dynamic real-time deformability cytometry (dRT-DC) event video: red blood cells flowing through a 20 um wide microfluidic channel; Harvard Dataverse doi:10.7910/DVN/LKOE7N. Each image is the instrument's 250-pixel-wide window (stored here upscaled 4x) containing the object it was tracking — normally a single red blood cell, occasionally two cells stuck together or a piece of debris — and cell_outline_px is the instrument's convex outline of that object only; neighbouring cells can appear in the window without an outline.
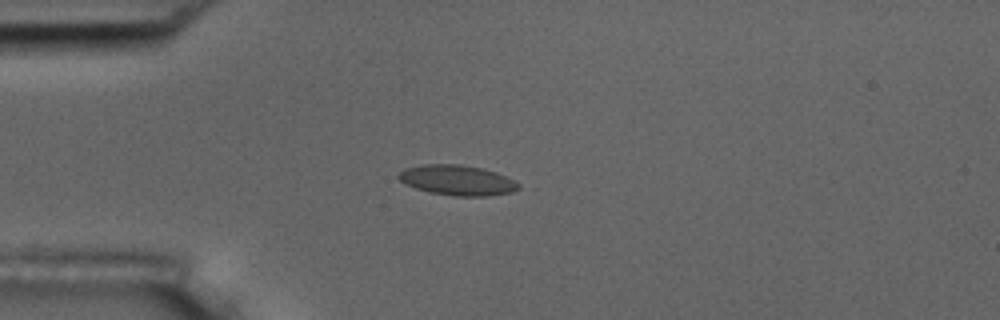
{"species": "common noctule bat (a hibernating species)", "species_latin": "Nyctalus noctula", "temperature_condition": "room temperature", "stored_images_in_passage": 5, "camera_frame_rate_fps": 3000, "um_per_image_px": 0.085, "animal": {"sex": "male", "body_mass_g": 17.5, "forearm_length_mm": 52.3}, "frame": {"image": 1, "passage_image": 4, "time_ms": 3.333, "image_size_px": [1000, 320], "cell_outline_px": [[520, 188], [512, 192], [488, 196], [452, 196], [432, 192], [416, 188], [400, 180], [396, 176], [404, 168], [420, 164], [460, 164], [480, 168], [496, 172], [520, 184]], "centroid_in_image_um": [38.86, 15.31], "position_along_channel_um": 46.1, "area_um2": 20.98}}
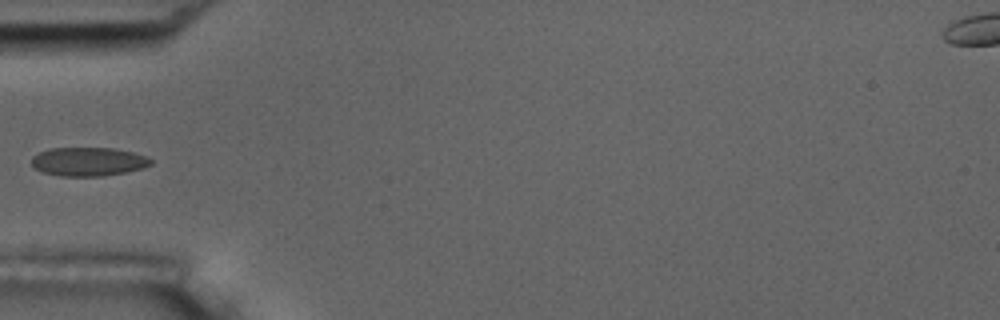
{"frame": {"image": 2, "passage_image": 5, "time_ms": 4.667, "image_size_px": [1000, 320], "cell_outline_px": [[152, 164], [140, 168], [124, 172], [100, 176], [60, 176], [44, 172], [36, 168], [32, 164], [32, 156], [48, 148], [112, 148], [132, 152], [144, 156], [152, 160]], "centroid_in_image_um": [7.47, 13.73], "position_along_channel_um": 77.5, "area_um2": 19.65}}